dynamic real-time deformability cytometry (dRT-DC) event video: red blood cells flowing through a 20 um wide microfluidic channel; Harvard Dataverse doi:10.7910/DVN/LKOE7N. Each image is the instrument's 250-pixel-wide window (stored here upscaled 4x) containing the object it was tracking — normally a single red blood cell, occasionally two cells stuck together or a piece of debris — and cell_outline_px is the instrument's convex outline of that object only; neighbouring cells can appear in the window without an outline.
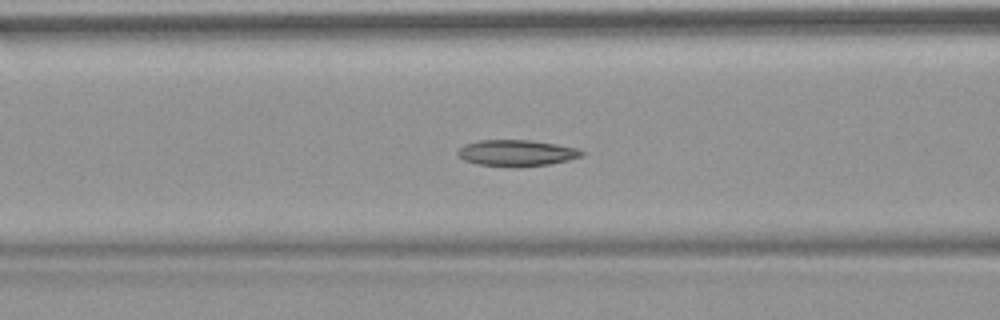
{"species": "common noctule bat (a hibernating species)", "species_latin": "Nyctalus noctula", "temperature_condition": "warm", "stored_images_in_passage": 53, "camera_frame_rate_fps": 3000, "um_per_image_px": 0.085, "animal": {"sex": "female", "body_mass_g": 18.4}, "frame": {"image": 1, "passage_image": 22, "time_ms": 7.0, "image_size_px": [1000, 320], "cell_outline_px": [[584, 156], [568, 160], [548, 164], [520, 168], [480, 164], [464, 160], [456, 152], [464, 144], [480, 140], [532, 140], [580, 148], [584, 152]], "centroid_in_image_um": [43.96, 13.0], "position_along_channel_um": 122.6, "area_um2": 19.13}}
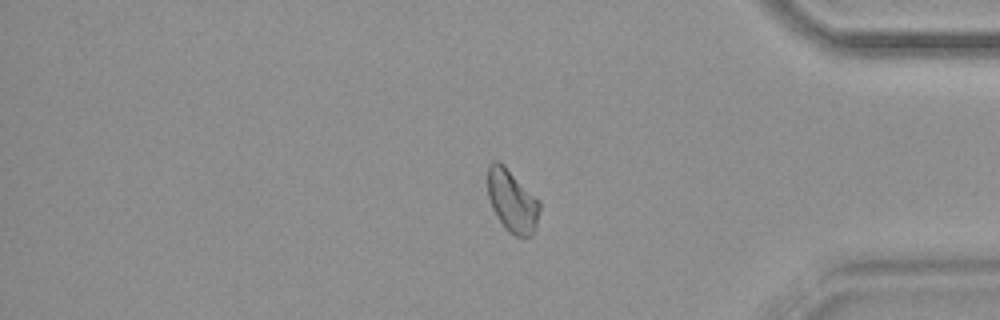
{"frame": {"image": 2, "passage_image": 45, "time_ms": 14.667, "image_size_px": [1000, 320], "cell_outline_px": [[540, 208], [536, 224], [532, 236], [516, 236], [508, 232], [496, 216], [492, 208], [488, 196], [488, 164], [492, 160], [496, 160], [504, 164], [540, 200]], "centroid_in_image_um": [43.53, 17.05], "position_along_channel_um": 391.7, "area_um2": 19.07}}
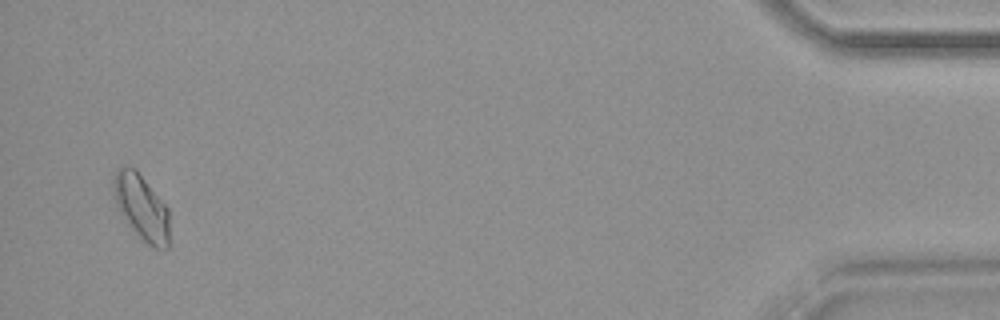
{"frame": {"image": 3, "passage_image": 52, "time_ms": 17.0, "image_size_px": [1000, 320], "cell_outline_px": [[168, 248], [156, 248], [148, 244], [124, 220], [116, 204], [112, 188], [112, 176], [116, 168], [120, 164], [128, 164], [136, 168], [168, 208]], "centroid_in_image_um": [11.97, 17.51], "position_along_channel_um": 423.2, "area_um2": 21.56}, "authors_computed_cell_mechanics": {"area_um2": 19.1318, "velocity_mm_per_s": 3.7952, "shape_relaxation_time_tau1_ms": null, "shape_relaxation_time_tau2_ms": 9.3096, "deformation_change_tau1": null, "deformation_change_tau2": 0.1427}}